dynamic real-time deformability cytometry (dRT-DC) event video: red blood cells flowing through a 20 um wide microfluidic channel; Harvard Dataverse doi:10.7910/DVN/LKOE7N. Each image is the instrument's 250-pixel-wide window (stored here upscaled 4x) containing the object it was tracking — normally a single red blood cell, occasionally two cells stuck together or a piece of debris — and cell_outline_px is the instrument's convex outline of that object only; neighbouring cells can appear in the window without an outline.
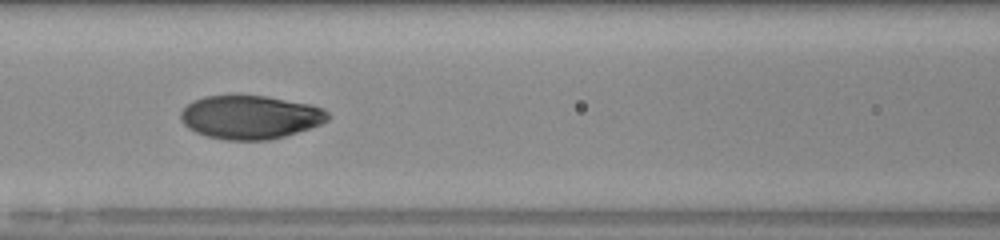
{"species": "human", "species_latin": "Homo sapiens", "temperature_condition": "room temperature", "stored_images_in_passage": 36, "camera_frame_rate_fps": 3000, "um_per_image_px": 0.085, "donor": {"sex": "male"}, "frame": {"image": 1, "passage_image": 11, "time_ms": 3.333, "image_size_px": [1000, 240], "cell_outline_px": [[332, 116], [328, 120], [320, 124], [284, 136], [268, 140], [224, 140], [208, 136], [196, 132], [188, 128], [184, 124], [180, 116], [180, 112], [192, 100], [204, 96], [268, 96], [312, 104], [324, 108]], "centroid_in_image_um": [21.29, 9.95], "position_along_channel_um": 145.3, "area_um2": 37.4}}
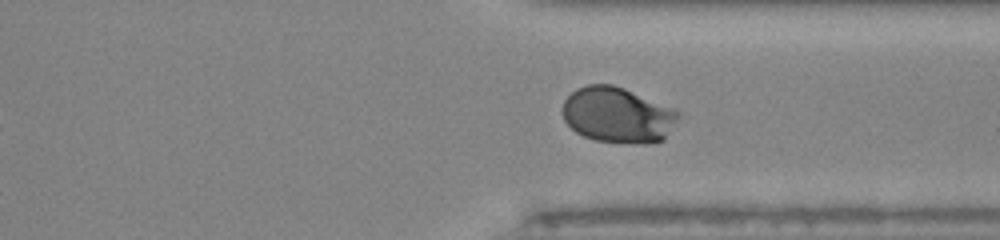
{"frame": {"image": 2, "passage_image": 27, "time_ms": 8.667, "image_size_px": [1000, 240], "cell_outline_px": [[680, 116], [664, 140], [644, 144], [596, 140], [584, 136], [576, 132], [564, 120], [564, 100], [576, 88], [588, 84], [612, 84], [624, 88], [676, 108], [680, 112]], "centroid_in_image_um": [52.54, 9.76], "position_along_channel_um": 358.9, "area_um2": 37.57}}
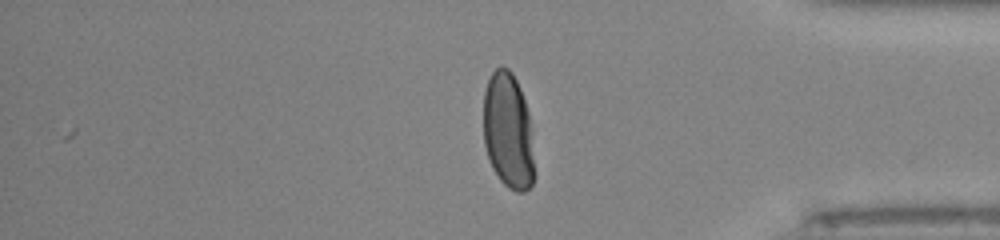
{"frame": {"image": 3, "passage_image": 31, "time_ms": 10.0, "image_size_px": [1000, 240], "cell_outline_px": [[532, 184], [524, 192], [516, 192], [508, 188], [500, 180], [492, 168], [484, 144], [484, 92], [488, 80], [492, 72], [500, 64], [508, 68], [512, 72], [520, 88], [528, 112], [532, 160]], "centroid_in_image_um": [43.15, 11.1], "position_along_channel_um": 392.1, "area_um2": 33.87}}